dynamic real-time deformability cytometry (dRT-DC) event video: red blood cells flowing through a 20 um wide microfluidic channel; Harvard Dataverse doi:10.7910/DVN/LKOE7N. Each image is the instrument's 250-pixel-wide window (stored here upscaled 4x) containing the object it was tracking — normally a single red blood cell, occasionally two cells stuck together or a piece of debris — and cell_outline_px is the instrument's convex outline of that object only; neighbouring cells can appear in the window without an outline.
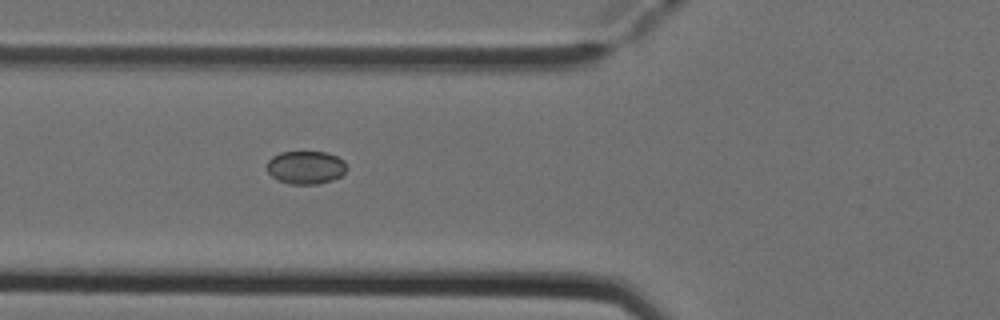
{"species": "Egyptian fruit bat (a non-hibernating species)", "species_latin": "Rousettus aegyptiacus", "temperature_condition": "cold", "stored_images_in_passage": 4, "camera_frame_rate_fps": 3000, "um_per_image_px": 0.085, "animal": {"sex": "female"}, "frame": {"image": 1, "passage_image": 4, "time_ms": 1.0, "image_size_px": [1000, 320], "cell_outline_px": [[348, 168], [340, 176], [332, 180], [320, 184], [288, 184], [276, 180], [268, 172], [268, 160], [272, 156], [280, 152], [328, 152], [344, 160]], "centroid_in_image_um": [26.0, 14.23], "position_along_channel_um": 99.8, "area_um2": 15.55}}